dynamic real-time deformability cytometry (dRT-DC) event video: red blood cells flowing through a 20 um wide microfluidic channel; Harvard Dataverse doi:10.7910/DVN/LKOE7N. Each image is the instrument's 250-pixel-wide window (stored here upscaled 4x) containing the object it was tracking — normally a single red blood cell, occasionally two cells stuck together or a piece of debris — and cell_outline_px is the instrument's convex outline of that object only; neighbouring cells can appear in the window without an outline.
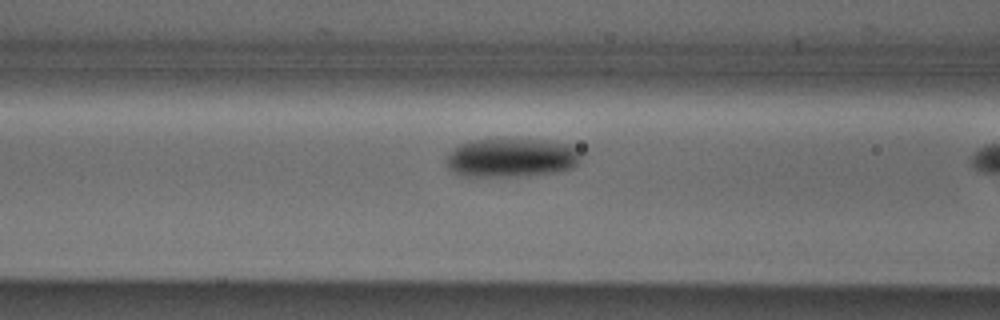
{"species": "Egyptian fruit bat (a non-hibernating species)", "species_latin": "Rousettus aegyptiacus", "temperature_condition": "cold", "stored_images_in_passage": 9, "camera_frame_rate_fps": 3000, "um_per_image_px": 0.085, "animal": {"sex": "male"}, "frame": {"image": 1, "passage_image": 8, "time_ms": 2.333, "image_size_px": [1000, 320], "cell_outline_px": [[584, 152], [580, 160], [572, 168], [552, 172], [516, 176], [464, 176], [452, 172], [444, 164], [444, 156], [460, 144], [472, 140], [500, 136], [504, 136], [548, 140], [568, 144], [580, 148]], "centroid_in_image_um": [43.45, 13.34], "position_along_channel_um": 123.1, "area_um2": 31.85}}